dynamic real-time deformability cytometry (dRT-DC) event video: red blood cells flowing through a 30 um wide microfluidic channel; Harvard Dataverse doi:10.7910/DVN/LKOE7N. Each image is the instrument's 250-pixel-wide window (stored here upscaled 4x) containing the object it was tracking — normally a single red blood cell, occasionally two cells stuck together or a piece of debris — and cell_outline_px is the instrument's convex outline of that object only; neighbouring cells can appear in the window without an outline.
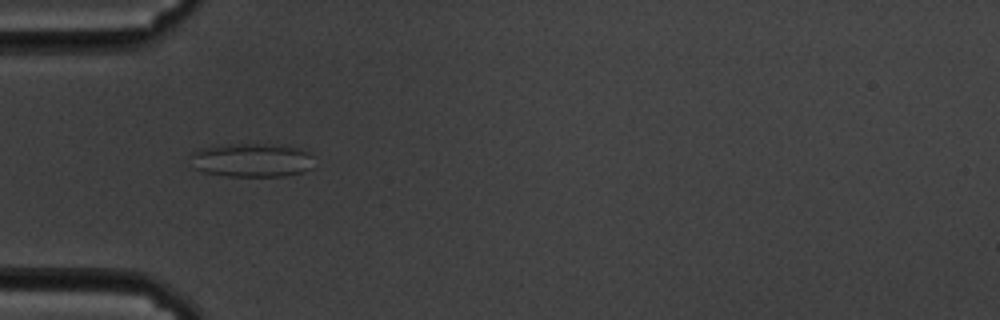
{"species": "common noctule bat (a hibernating species)", "species_latin": "Nyctalus noctula", "temperature_condition": "cold", "stored_images_in_passage": 49, "camera_frame_rate_fps": 3000, "um_per_image_px": 0.085, "animal": {"sex": "male", "body_mass_g": 19.5, "forearm_length_mm": 54.6}, "frame": {"image": 1, "passage_image": 10, "time_ms": 3.0, "image_size_px": [1000, 320], "cell_outline_px": [[312, 168], [304, 172], [284, 176], [228, 176], [204, 172], [192, 168], [192, 152], [196, 148], [232, 144], [288, 144], [300, 148], [308, 152], [312, 156]], "centroid_in_image_um": [21.42, 13.6], "position_along_channel_um": 63.6, "area_um2": 24.74}}
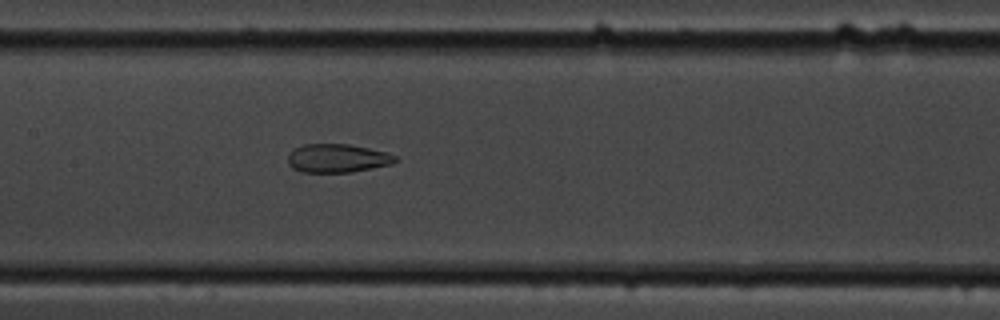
{"frame": {"image": 2, "passage_image": 20, "time_ms": 6.333, "image_size_px": [1000, 320], "cell_outline_px": [[400, 160], [392, 164], [352, 172], [304, 172], [292, 168], [288, 164], [288, 156], [296, 148], [304, 144], [348, 144], [368, 148], [384, 152], [396, 156]], "centroid_in_image_um": [28.7, 13.46], "position_along_channel_um": 178.7, "area_um2": 17.74}}
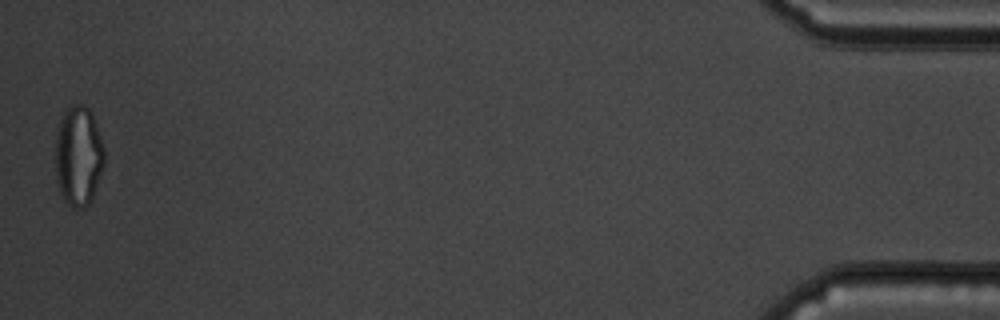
{"frame": {"image": 3, "passage_image": 49, "time_ms": 16.0, "image_size_px": [1000, 320], "cell_outline_px": [[104, 164], [92, 196], [88, 204], [84, 208], [72, 208], [64, 200], [60, 192], [56, 180], [56, 132], [60, 120], [64, 112], [72, 104], [84, 104], [92, 112], [104, 148]], "centroid_in_image_um": [6.66, 13.24], "position_along_channel_um": 428.5, "area_um2": 28.44}, "authors_computed_cell_mechanics": {"area_um2": 22.4842, "velocity_mm_per_s": 3.4901, "shape_relaxation_time_tau1_ms": null, "shape_relaxation_time_tau2_ms": 1.8698, "deformation_change_tau1": null, "deformation_change_tau2": 0.0969}}